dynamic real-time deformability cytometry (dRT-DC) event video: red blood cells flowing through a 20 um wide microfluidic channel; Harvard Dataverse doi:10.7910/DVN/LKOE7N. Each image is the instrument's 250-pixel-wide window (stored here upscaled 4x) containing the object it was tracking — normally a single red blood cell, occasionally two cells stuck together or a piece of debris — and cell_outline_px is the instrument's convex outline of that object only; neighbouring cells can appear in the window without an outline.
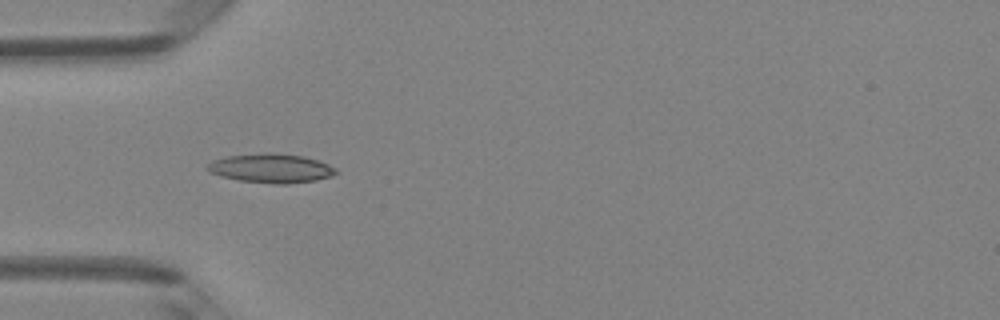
{"species": "Egyptian fruit bat (a non-hibernating species)", "species_latin": "Rousettus aegyptiacus", "temperature_condition": "room temperature", "stored_images_in_passage": 8, "camera_frame_rate_fps": 3000, "um_per_image_px": 0.085, "animal": {"sex": "female"}, "frame": {"image": 1, "passage_image": 5, "time_ms": 1.333, "image_size_px": [1000, 320], "cell_outline_px": [[340, 172], [332, 176], [316, 180], [288, 184], [276, 184], [240, 180], [220, 176], [208, 172], [204, 168], [212, 160], [228, 156], [268, 152], [272, 152], [304, 156], [328, 164], [336, 168]], "centroid_in_image_um": [23.04, 14.3], "position_along_channel_um": 62.0, "area_um2": 21.96}}
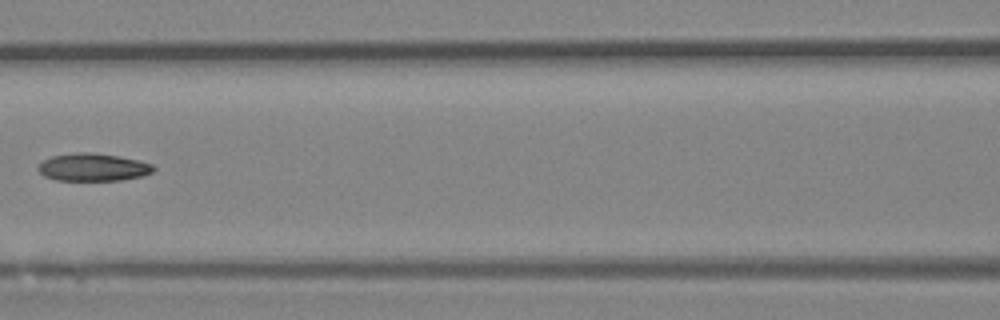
{"frame": {"image": 2, "passage_image": 7, "time_ms": 2.0, "image_size_px": [1000, 320], "cell_outline_px": [[156, 168], [152, 172], [144, 176], [124, 180], [56, 180], [44, 176], [36, 168], [44, 160], [52, 156], [76, 152], [88, 152], [116, 156], [140, 160], [152, 164]], "centroid_in_image_um": [7.93, 14.22], "position_along_channel_um": 158.7, "area_um2": 18.61}}
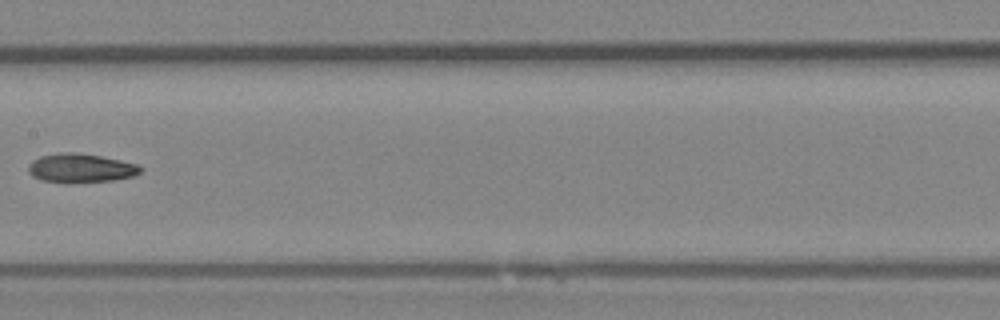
{"frame": {"image": 3, "passage_image": 8, "time_ms": 2.333, "image_size_px": [1000, 320], "cell_outline_px": [[144, 168], [140, 172], [132, 176], [112, 180], [68, 184], [64, 184], [40, 180], [32, 176], [28, 172], [28, 164], [32, 160], [40, 156], [60, 152], [72, 152], [100, 156], [120, 160], [136, 164]], "centroid_in_image_um": [6.8, 14.31], "position_along_channel_um": 200.6, "area_um2": 19.19}}